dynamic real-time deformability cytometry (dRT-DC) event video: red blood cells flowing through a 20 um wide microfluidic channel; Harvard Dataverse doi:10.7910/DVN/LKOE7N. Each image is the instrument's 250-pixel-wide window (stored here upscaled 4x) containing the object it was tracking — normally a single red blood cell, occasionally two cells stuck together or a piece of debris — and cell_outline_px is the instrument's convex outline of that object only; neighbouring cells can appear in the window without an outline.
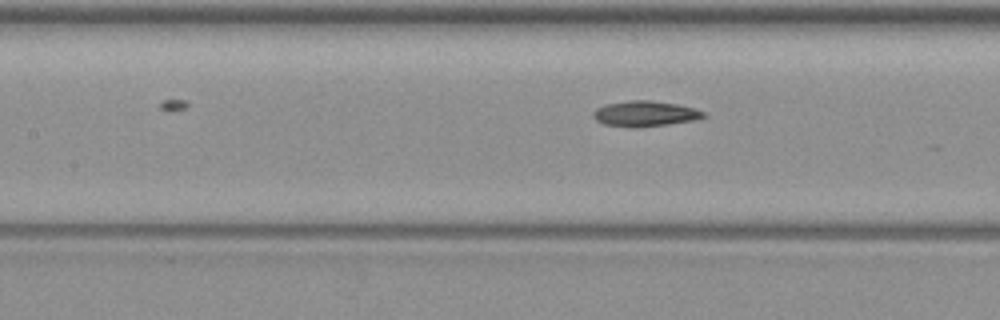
{"species": "common noctule bat (a hibernating species)", "species_latin": "Nyctalus noctula", "temperature_condition": "warm", "stored_images_in_passage": 9, "segment_of_instrument_passage": [2, 2], "camera_frame_rate_fps": 3000, "um_per_image_px": 0.085, "animal": {"sex": "female", "body_mass_g": 19.3, "forearm_length_mm": 54.1}, "frame": {"image": 1, "passage_image": 9, "time_ms": 10.667, "image_size_px": [1000, 320], "cell_outline_px": [[708, 116], [692, 120], [668, 124], [640, 128], [628, 128], [604, 124], [596, 120], [592, 116], [592, 112], [596, 108], [604, 104], [628, 100], [648, 100], [676, 104], [708, 112]], "centroid_in_image_um": [54.79, 9.67], "position_along_channel_um": 152.6, "area_um2": 16.65}}